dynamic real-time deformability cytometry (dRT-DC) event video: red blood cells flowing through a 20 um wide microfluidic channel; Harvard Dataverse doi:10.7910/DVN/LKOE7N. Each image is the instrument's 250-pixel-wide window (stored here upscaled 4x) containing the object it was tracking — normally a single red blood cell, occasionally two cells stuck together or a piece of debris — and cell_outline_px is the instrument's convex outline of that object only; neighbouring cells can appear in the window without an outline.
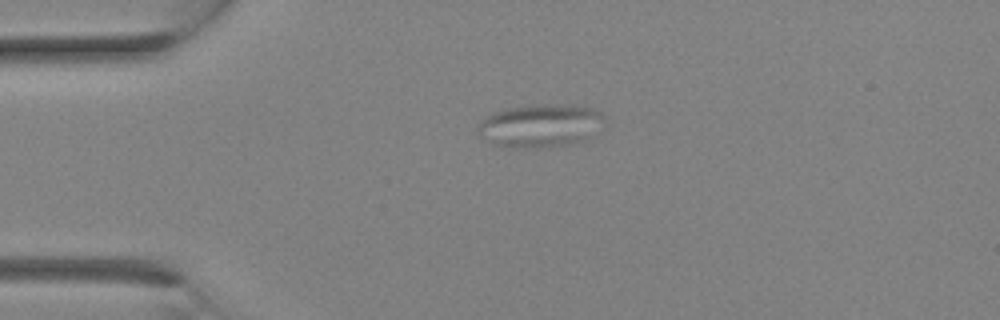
{"species": "Egyptian fruit bat (a non-hibernating species)", "species_latin": "Rousettus aegyptiacus", "temperature_condition": "room temperature", "stored_images_in_passage": 27, "camera_frame_rate_fps": 3000, "um_per_image_px": 0.085, "animal": {"sex": "female"}, "frame": {"image": 1, "passage_image": 5, "time_ms": 1.333, "image_size_px": [1000, 320], "cell_outline_px": [[608, 120], [604, 128], [584, 140], [572, 144], [544, 148], [512, 148], [492, 144], [484, 140], [480, 136], [476, 128], [476, 124], [480, 120], [492, 112], [508, 108], [528, 104], [572, 104], [596, 108]], "centroid_in_image_um": [45.97, 10.67], "position_along_channel_um": 39.0, "area_um2": 33.18}}
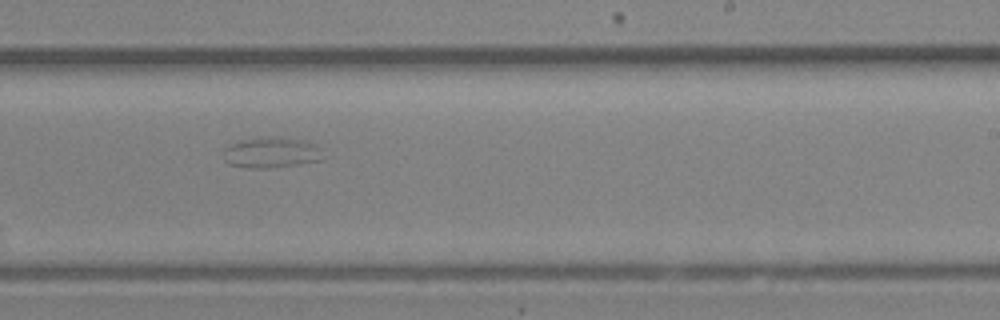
{"frame": {"image": 2, "passage_image": 16, "time_ms": 5.0, "image_size_px": [1000, 320], "cell_outline_px": [[320, 160], [272, 168], [248, 168], [228, 164], [224, 160], [224, 148], [232, 144], [244, 140], [260, 136], [280, 136], [304, 140], [316, 144]], "centroid_in_image_um": [22.99, 12.95], "position_along_channel_um": 266.0, "area_um2": 17.69}}
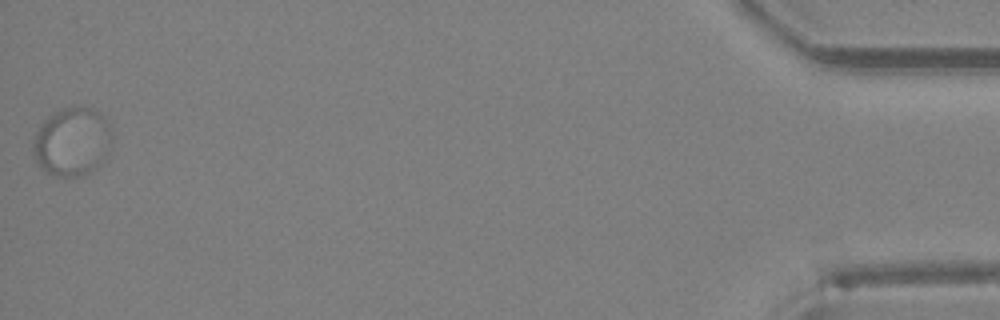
{"frame": {"image": 3, "passage_image": 27, "time_ms": 8.667, "image_size_px": [1000, 320], "cell_outline_px": [[112, 140], [104, 160], [100, 164], [84, 176], [56, 176], [44, 172], [36, 164], [32, 152], [32, 140], [40, 124], [52, 112], [72, 104], [80, 104], [92, 108], [100, 112], [104, 116], [112, 128]], "centroid_in_image_um": [6.11, 12.01], "position_along_channel_um": 429.1, "area_um2": 32.6}}